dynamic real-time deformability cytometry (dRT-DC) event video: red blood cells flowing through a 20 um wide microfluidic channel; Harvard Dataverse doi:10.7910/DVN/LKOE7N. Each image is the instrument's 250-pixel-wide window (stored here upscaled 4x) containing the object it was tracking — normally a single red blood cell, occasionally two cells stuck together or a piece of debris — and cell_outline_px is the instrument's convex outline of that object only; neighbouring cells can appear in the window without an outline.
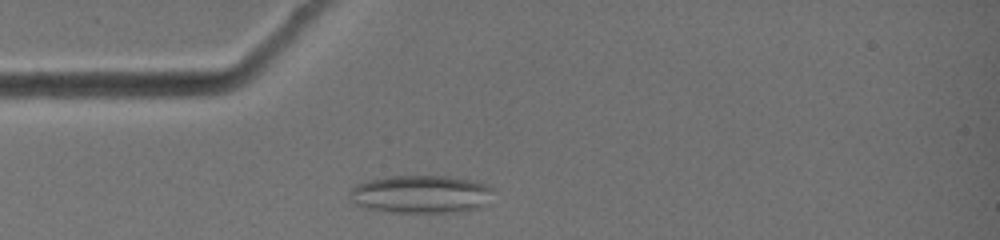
{"species": "common noctule bat (a hibernating species)", "species_latin": "Nyctalus noctula", "temperature_condition": "warm", "stored_images_in_passage": 8, "camera_frame_rate_fps": 3000, "um_per_image_px": 0.085, "animal": {"sex": "female", "body_mass_g": 19.0, "forearm_length_mm": 51.5}, "frame": {"image": 1, "passage_image": 8, "time_ms": 2.333, "image_size_px": [1000, 240], "cell_outline_px": [[496, 188], [488, 204], [480, 208], [460, 212], [392, 212], [364, 208], [352, 204], [348, 196], [348, 192], [356, 184], [368, 180], [392, 176], [448, 176], [472, 180], [488, 184]], "centroid_in_image_um": [35.81, 16.51], "position_along_channel_um": 49.2, "area_um2": 32.48}}